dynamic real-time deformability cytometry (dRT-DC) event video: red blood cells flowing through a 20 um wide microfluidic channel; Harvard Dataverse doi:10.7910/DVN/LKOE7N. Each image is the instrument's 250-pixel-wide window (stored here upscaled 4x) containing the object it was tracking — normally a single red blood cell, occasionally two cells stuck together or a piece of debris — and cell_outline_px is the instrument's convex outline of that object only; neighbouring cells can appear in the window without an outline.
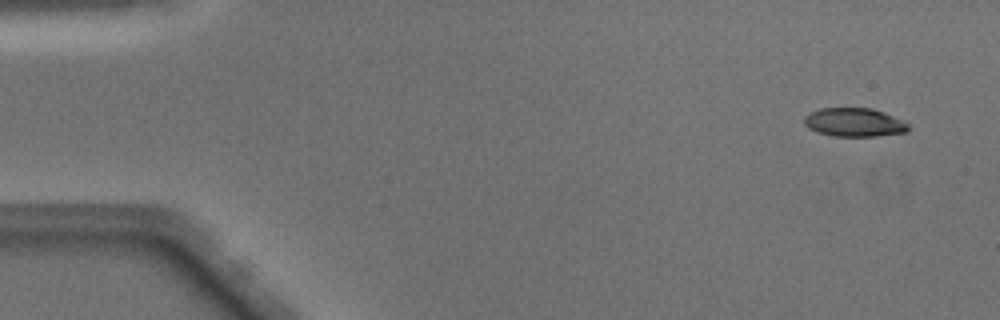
{"species": "Egyptian fruit bat (a non-hibernating species)", "species_latin": "Rousettus aegyptiacus", "temperature_condition": "warm", "stored_images_in_passage": 48, "camera_frame_rate_fps": 3000, "um_per_image_px": 0.085, "animal": {"sex": "male"}, "frame": {"image": 1, "passage_image": 2, "time_ms": 0.333, "image_size_px": [1000, 320], "cell_outline_px": [[908, 128], [904, 132], [876, 136], [836, 136], [816, 132], [808, 128], [804, 124], [804, 116], [808, 112], [820, 108], [872, 108], [884, 112], [904, 120], [908, 124]], "centroid_in_image_um": [72.57, 10.39], "position_along_channel_um": 12.4, "area_um2": 17.46}}
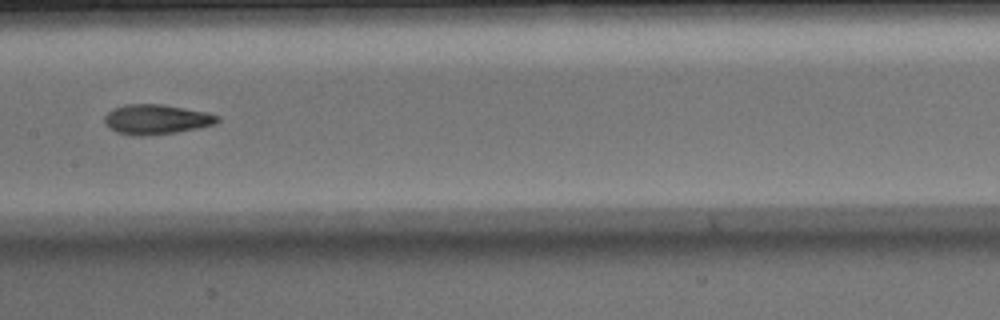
{"frame": {"image": 2, "passage_image": 24, "time_ms": 7.667, "image_size_px": [1000, 320], "cell_outline_px": [[220, 120], [216, 124], [200, 128], [176, 132], [148, 136], [132, 136], [116, 132], [108, 128], [104, 124], [104, 116], [112, 108], [124, 104], [160, 104], [208, 112], [220, 116]], "centroid_in_image_um": [13.27, 10.15], "position_along_channel_um": 194.1, "area_um2": 20.06}}
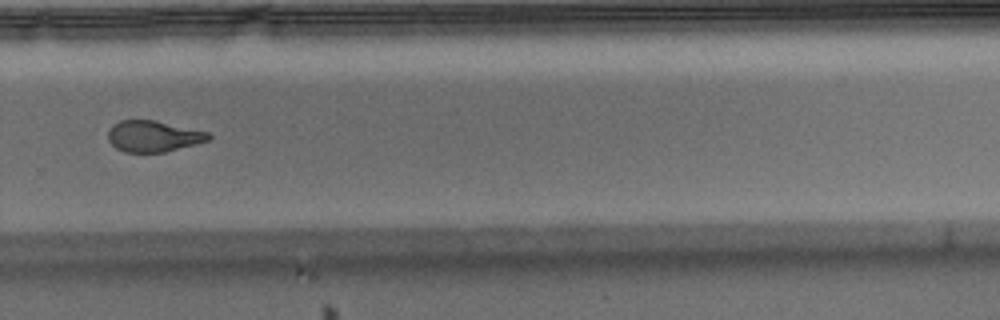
{"frame": {"image": 3, "passage_image": 33, "time_ms": 10.667, "image_size_px": [1000, 320], "cell_outline_px": [[212, 136], [208, 140], [196, 144], [164, 152], [124, 152], [116, 148], [108, 140], [108, 132], [112, 124], [120, 120], [156, 120], [208, 132]], "centroid_in_image_um": [13.02, 11.57], "position_along_channel_um": 316.8, "area_um2": 18.26}, "authors_computed_cell_mechanics": {"area_um2": 19.3052, "velocity_mm_per_s": 4.1026, "shape_relaxation_time_tau1_ms": 7.4055, "shape_relaxation_time_tau2_ms": 1.985, "deformation_change_tau1": 0.2524, "deformation_change_tau2": 0.1013}}